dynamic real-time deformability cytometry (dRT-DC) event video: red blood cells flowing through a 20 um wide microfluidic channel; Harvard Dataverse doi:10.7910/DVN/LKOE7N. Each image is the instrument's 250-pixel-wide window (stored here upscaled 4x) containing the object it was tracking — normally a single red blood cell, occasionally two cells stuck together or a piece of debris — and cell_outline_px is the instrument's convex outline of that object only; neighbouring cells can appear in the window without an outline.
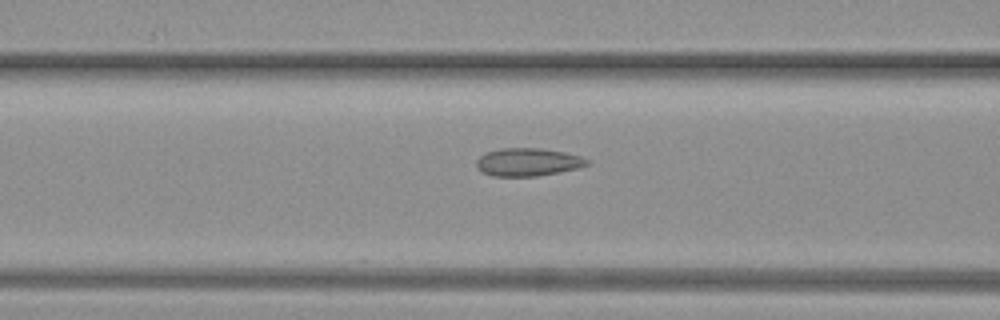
{"species": "common noctule bat (a hibernating species)", "species_latin": "Nyctalus noctula", "temperature_condition": "warm", "stored_images_in_passage": 33, "camera_frame_rate_fps": 3000, "um_per_image_px": 0.085, "animal": {"sex": "female", "body_mass_g": 19.3, "forearm_length_mm": 54.1}, "frame": {"image": 1, "passage_image": 13, "time_ms": 4.0, "image_size_px": [1000, 320], "cell_outline_px": [[588, 164], [580, 168], [560, 172], [536, 176], [492, 176], [480, 172], [476, 168], [476, 160], [480, 156], [488, 152], [500, 148], [540, 148], [564, 152], [580, 156], [588, 160]], "centroid_in_image_um": [44.84, 13.78], "position_along_channel_um": 121.8, "area_um2": 18.09}}
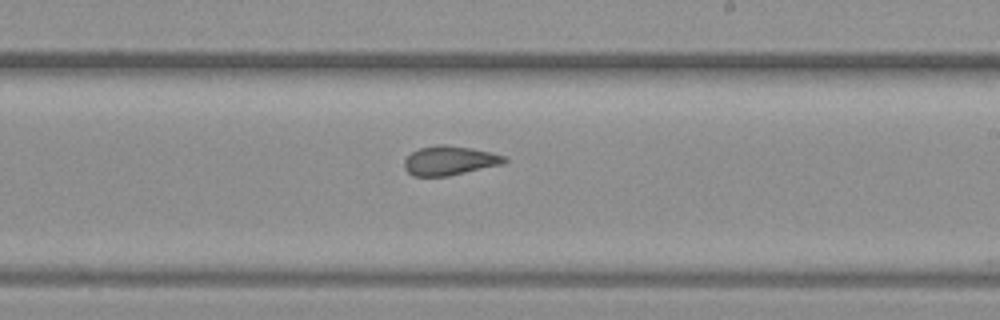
{"frame": {"image": 2, "passage_image": 22, "time_ms": 7.0, "image_size_px": [1000, 320], "cell_outline_px": [[508, 160], [504, 164], [448, 176], [412, 176], [404, 168], [404, 160], [412, 152], [420, 148], [436, 144], [444, 144], [472, 148], [492, 152], [504, 156]], "centroid_in_image_um": [38.22, 13.64], "position_along_channel_um": 250.8, "area_um2": 17.17}}
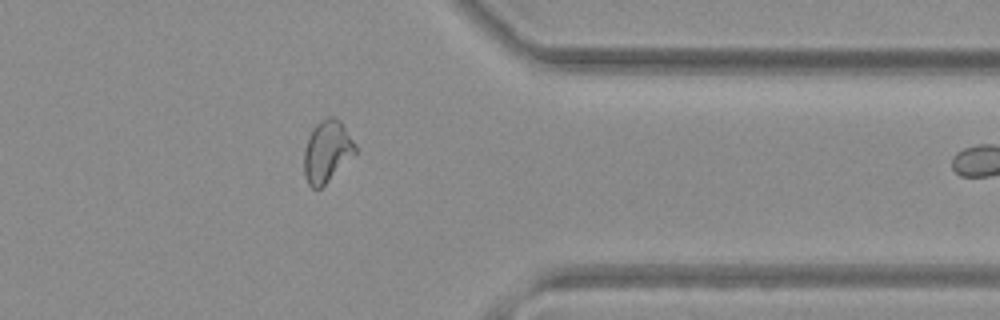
{"frame": {"image": 3, "passage_image": 32, "time_ms": 10.333, "image_size_px": [1000, 320], "cell_outline_px": [[356, 152], [320, 188], [312, 188], [308, 184], [304, 176], [304, 148], [312, 128], [320, 120], [328, 116], [332, 116], [340, 120], [344, 124], [356, 144]], "centroid_in_image_um": [27.78, 12.82], "position_along_channel_um": 383.6, "area_um2": 18.38}}